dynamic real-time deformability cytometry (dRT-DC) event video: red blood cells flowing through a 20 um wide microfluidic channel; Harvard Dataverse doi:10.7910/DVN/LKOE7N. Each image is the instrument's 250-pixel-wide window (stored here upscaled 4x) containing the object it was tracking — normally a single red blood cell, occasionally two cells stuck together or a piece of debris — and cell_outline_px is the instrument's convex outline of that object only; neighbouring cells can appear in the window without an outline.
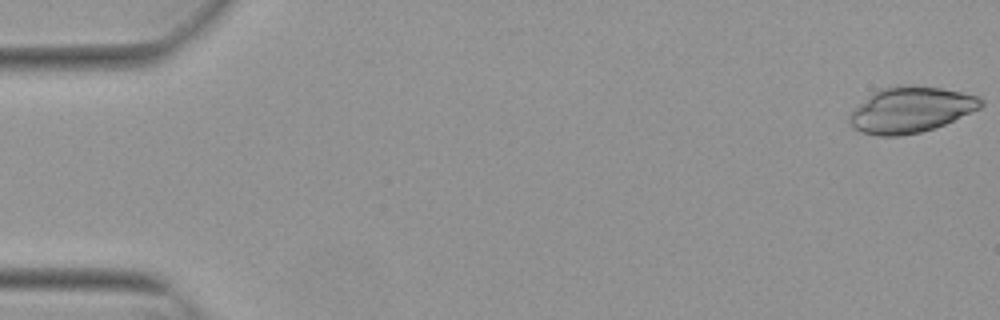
{"species": "Egyptian fruit bat (a non-hibernating species)", "species_latin": "Rousettus aegyptiacus", "temperature_condition": "warm", "stored_images_in_passage": 53, "camera_frame_rate_fps": 3000, "um_per_image_px": 0.085, "animal": {"sex": "female"}, "frame": {"image": 1, "passage_image": 1, "time_ms": 0.0, "image_size_px": [1000, 320], "cell_outline_px": [[984, 104], [980, 108], [944, 124], [920, 132], [900, 136], [880, 136], [860, 132], [852, 128], [848, 120], [848, 116], [872, 92], [880, 88], [896, 84], [908, 84], [940, 88], [980, 96], [984, 100]], "centroid_in_image_um": [77.39, 9.31], "position_along_channel_um": 7.6, "area_um2": 35.14}}
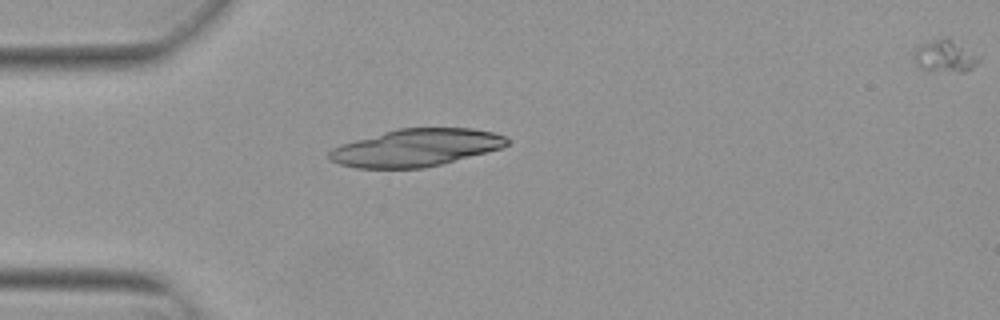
{"frame": {"image": 2, "passage_image": 15, "time_ms": 4.667, "image_size_px": [1000, 320], "cell_outline_px": [[508, 144], [500, 148], [488, 152], [424, 168], [356, 168], [340, 164], [328, 160], [328, 152], [332, 148], [340, 144], [384, 132], [400, 128], [472, 128], [492, 132], [504, 136], [508, 140]], "centroid_in_image_um": [35.32, 12.56], "position_along_channel_um": 49.7, "area_um2": 38.55}}